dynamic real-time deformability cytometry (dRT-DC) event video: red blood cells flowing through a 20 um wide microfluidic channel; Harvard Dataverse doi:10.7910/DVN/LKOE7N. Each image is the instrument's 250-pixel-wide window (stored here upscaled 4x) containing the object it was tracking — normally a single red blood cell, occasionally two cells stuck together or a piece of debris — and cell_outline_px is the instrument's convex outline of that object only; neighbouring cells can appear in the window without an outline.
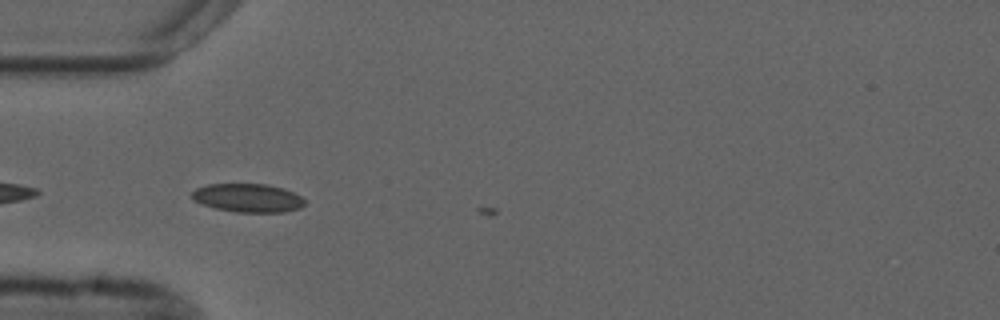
{"species": "common noctule bat (a hibernating species)", "species_latin": "Nyctalus noctula", "temperature_condition": "cold", "stored_images_in_passage": 6, "camera_frame_rate_fps": 3000, "um_per_image_px": 0.085, "animal": {"sex": "male", "forearm_length_mm": 52.5}, "frame": {"image": 1, "passage_image": 5, "time_ms": 1.333, "image_size_px": [1000, 320], "cell_outline_px": [[304, 204], [300, 208], [284, 212], [236, 212], [216, 208], [192, 200], [188, 196], [196, 188], [208, 184], [268, 184], [284, 188], [300, 196], [304, 200]], "centroid_in_image_um": [21.04, 16.81], "position_along_channel_um": 64.0, "area_um2": 18.79}}